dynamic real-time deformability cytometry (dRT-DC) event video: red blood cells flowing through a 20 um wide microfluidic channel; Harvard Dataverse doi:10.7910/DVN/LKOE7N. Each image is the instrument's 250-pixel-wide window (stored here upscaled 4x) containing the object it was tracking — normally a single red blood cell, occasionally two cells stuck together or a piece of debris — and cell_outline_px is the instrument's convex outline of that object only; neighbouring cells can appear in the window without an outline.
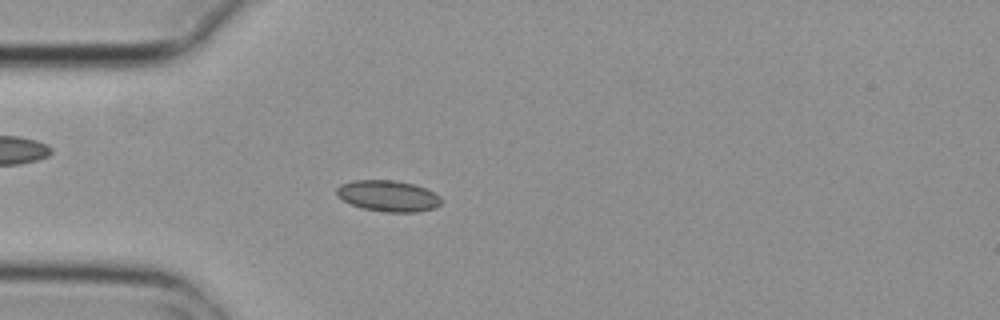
{"species": "common noctule bat (a hibernating species)", "species_latin": "Nyctalus noctula", "temperature_condition": "cold", "stored_images_in_passage": 4, "camera_frame_rate_fps": 3000, "um_per_image_px": 0.085, "animal": {"sex": "female", "body_mass_g": 29.2, "forearm_length_mm": 56.3}, "frame": {"image": 1, "passage_image": 4, "time_ms": 1.0, "image_size_px": [1000, 320], "cell_outline_px": [[440, 204], [436, 208], [416, 212], [384, 212], [364, 208], [352, 204], [336, 196], [336, 188], [340, 184], [352, 180], [392, 180], [416, 184], [440, 196]], "centroid_in_image_um": [32.97, 16.65], "position_along_channel_um": 52.0, "area_um2": 18.96}}